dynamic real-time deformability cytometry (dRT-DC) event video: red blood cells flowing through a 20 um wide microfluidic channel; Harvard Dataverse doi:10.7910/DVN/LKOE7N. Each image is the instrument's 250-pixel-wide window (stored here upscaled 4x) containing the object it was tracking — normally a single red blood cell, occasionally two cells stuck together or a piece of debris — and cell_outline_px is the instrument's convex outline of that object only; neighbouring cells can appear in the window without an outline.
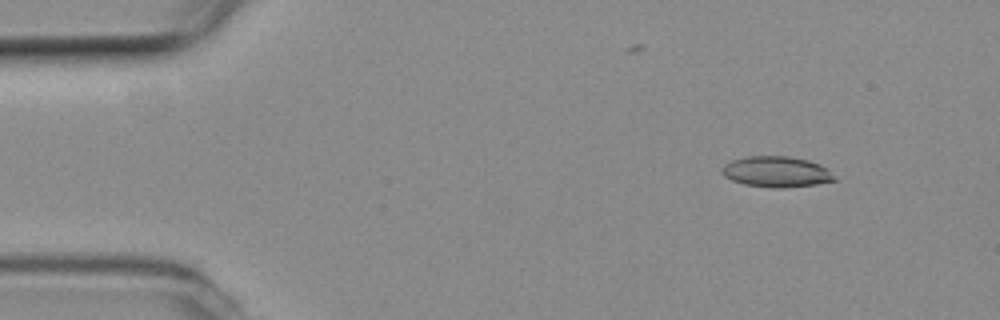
{"species": "common noctule bat (a hibernating species)", "species_latin": "Nyctalus noctula", "temperature_condition": "room temperature", "stored_images_in_passage": 54, "camera_frame_rate_fps": 3000, "um_per_image_px": 0.085, "animal": {"sex": "female", "body_mass_g": 19.3, "forearm_length_mm": 54.1}, "frame": {"image": 1, "passage_image": 6, "time_ms": 1.667, "image_size_px": [1000, 320], "cell_outline_px": [[836, 180], [816, 184], [784, 188], [772, 188], [744, 184], [732, 180], [724, 176], [720, 172], [720, 168], [724, 164], [732, 160], [748, 156], [788, 156], [808, 160], [820, 164], [828, 168]], "centroid_in_image_um": [65.97, 14.6], "position_along_channel_um": 19.0, "area_um2": 20.29}}
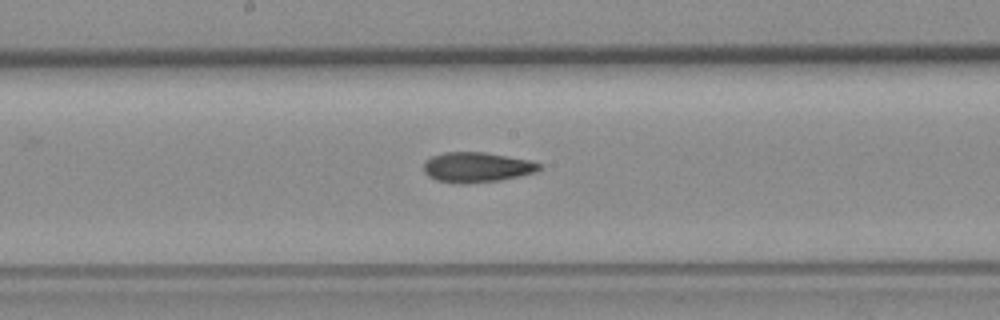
{"frame": {"image": 2, "passage_image": 28, "time_ms": 9.0, "image_size_px": [1000, 320], "cell_outline_px": [[544, 168], [536, 172], [520, 176], [500, 180], [464, 184], [456, 184], [436, 180], [428, 176], [424, 172], [424, 160], [432, 156], [444, 152], [484, 152], [528, 160], [540, 164]], "centroid_in_image_um": [40.51, 14.22], "position_along_channel_um": 207.7, "area_um2": 20.4}}
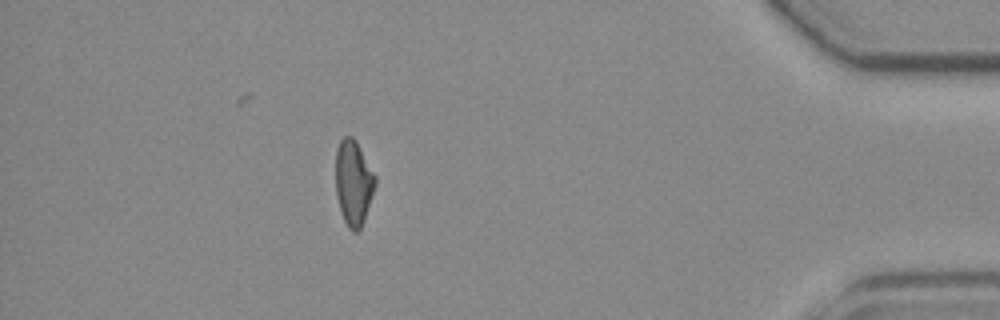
{"frame": {"image": 3, "passage_image": 48, "time_ms": 15.667, "image_size_px": [1000, 320], "cell_outline_px": [[376, 184], [364, 220], [360, 228], [356, 232], [352, 232], [348, 228], [344, 220], [340, 208], [336, 192], [336, 148], [340, 140], [344, 136], [352, 136], [356, 140], [376, 176]], "centroid_in_image_um": [30.05, 15.51], "position_along_channel_um": 405.2, "area_um2": 19.59}, "authors_computed_cell_mechanics": {"area_um2": 20.1433, "velocity_mm_per_s": 3.7674, "shape_relaxation_time_tau1_ms": null, "shape_relaxation_time_tau2_ms": 3.9057, "deformation_change_tau1": null, "deformation_change_tau2": 0.1096}}